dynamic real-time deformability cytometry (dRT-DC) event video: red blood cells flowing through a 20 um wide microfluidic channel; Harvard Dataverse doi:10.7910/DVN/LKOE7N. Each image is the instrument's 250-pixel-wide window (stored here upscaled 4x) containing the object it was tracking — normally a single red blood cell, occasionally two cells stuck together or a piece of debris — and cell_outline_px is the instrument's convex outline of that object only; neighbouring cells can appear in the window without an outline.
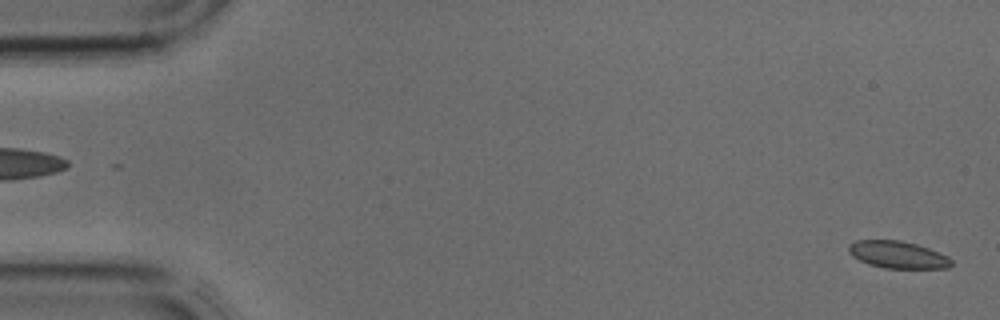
{"species": "common noctule bat (a hibernating species)", "species_latin": "Nyctalus noctula", "temperature_condition": "cold", "stored_images_in_passage": 2, "camera_frame_rate_fps": 3000, "um_per_image_px": 0.085, "animal": {"sex": "male", "body_mass_g": 17.9, "forearm_length_mm": 54.2}, "frame": {"image": 1, "passage_image": 2, "time_ms": 0.333, "image_size_px": [1000, 320], "cell_outline_px": [[952, 264], [948, 268], [884, 268], [868, 264], [852, 256], [848, 252], [848, 244], [856, 240], [900, 240], [916, 244], [928, 248], [948, 256], [952, 260]], "centroid_in_image_um": [76.29, 21.65], "position_along_channel_um": 8.7, "area_um2": 16.3}}